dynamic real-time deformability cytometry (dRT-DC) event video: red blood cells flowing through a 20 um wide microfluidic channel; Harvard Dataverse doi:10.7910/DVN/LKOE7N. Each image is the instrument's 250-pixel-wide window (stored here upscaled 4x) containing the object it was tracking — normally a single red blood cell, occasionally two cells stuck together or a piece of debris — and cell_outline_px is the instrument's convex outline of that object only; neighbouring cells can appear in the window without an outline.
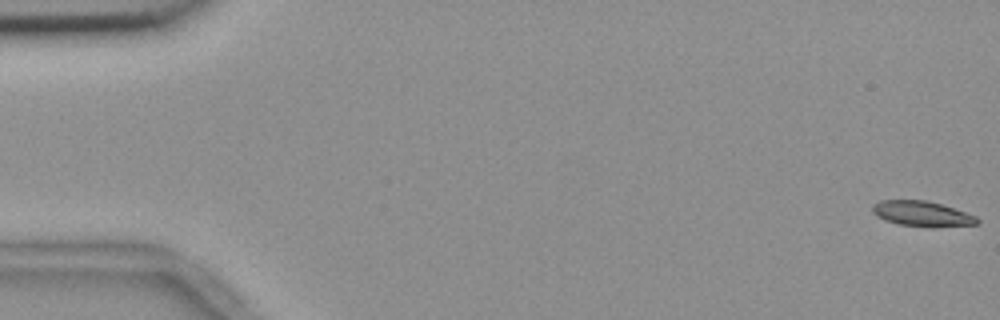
{"species": "common noctule bat (a hibernating species)", "species_latin": "Nyctalus noctula", "temperature_condition": "room temperature", "stored_images_in_passage": 57, "camera_frame_rate_fps": 3000, "um_per_image_px": 0.085, "animal": {"sex": "female", "body_mass_g": 18.4}, "frame": {"image": 1, "passage_image": 1, "time_ms": 0.0, "image_size_px": [1000, 320], "cell_outline_px": [[980, 220], [976, 224], [900, 224], [884, 220], [876, 216], [872, 212], [872, 204], [880, 200], [924, 200], [940, 204], [976, 216]], "centroid_in_image_um": [78.24, 18.1], "position_along_channel_um": 6.8, "area_um2": 14.33}}
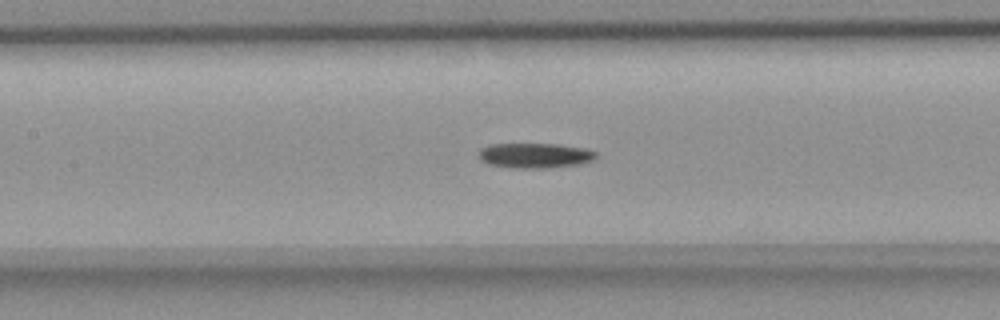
{"frame": {"image": 2, "passage_image": 26, "time_ms": 8.333, "image_size_px": [1000, 320], "cell_outline_px": [[596, 156], [592, 160], [580, 164], [552, 168], [512, 168], [488, 164], [480, 160], [476, 152], [480, 148], [488, 144], [556, 144], [584, 148], [596, 152]], "centroid_in_image_um": [45.4, 13.22], "position_along_channel_um": 162.0, "area_um2": 17.34}}
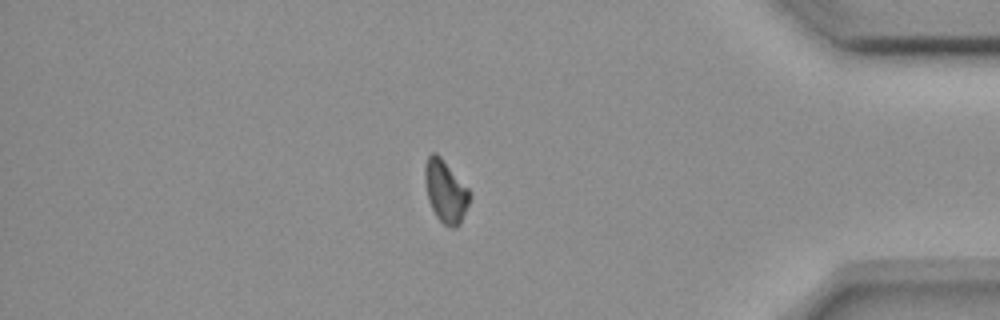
{"frame": {"image": 3, "passage_image": 48, "time_ms": 15.667, "image_size_px": [1000, 320], "cell_outline_px": [[472, 192], [468, 204], [460, 224], [456, 228], [448, 228], [436, 216], [428, 200], [424, 180], [424, 164], [428, 156], [432, 152], [436, 152], [440, 156]], "centroid_in_image_um": [37.86, 16.26], "position_along_channel_um": 397.3, "area_um2": 16.42}, "authors_computed_cell_mechanics": {"area_um2": 16.5308, "velocity_mm_per_s": 3.6646, "shape_relaxation_time_tau1_ms": 4.5692, "shape_relaxation_time_tau2_ms": null, "deformation_change_tau1": 0.1337, "deformation_change_tau2": null}}